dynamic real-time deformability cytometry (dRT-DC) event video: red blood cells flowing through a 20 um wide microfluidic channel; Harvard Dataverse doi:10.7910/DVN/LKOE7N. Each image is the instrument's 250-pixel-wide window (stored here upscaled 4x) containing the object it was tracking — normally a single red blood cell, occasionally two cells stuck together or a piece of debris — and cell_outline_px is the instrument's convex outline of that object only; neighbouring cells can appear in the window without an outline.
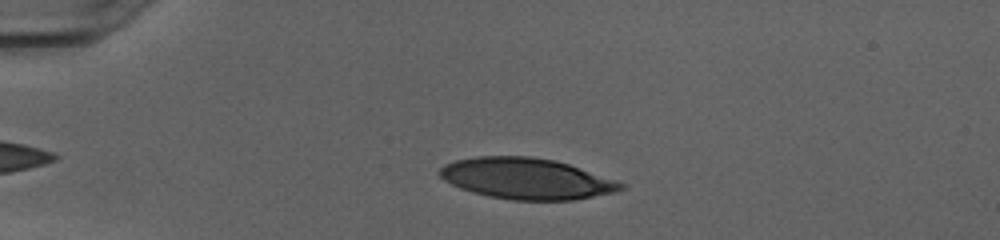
{"species": "human", "species_latin": "Homo sapiens", "temperature_condition": "cold", "stored_images_in_passage": 42, "camera_frame_rate_fps": 3000, "um_per_image_px": 0.085, "donor": {"sex": "female"}, "frame": {"image": 1, "passage_image": 12, "time_ms": 3.667, "image_size_px": [1000, 240], "cell_outline_px": [[628, 188], [616, 192], [572, 200], [512, 200], [488, 196], [472, 192], [460, 188], [444, 180], [440, 176], [440, 168], [444, 164], [456, 160], [480, 156], [532, 156], [556, 160], [628, 184]], "centroid_in_image_um": [44.79, 15.18], "position_along_channel_um": 40.2, "area_um2": 43.41}}
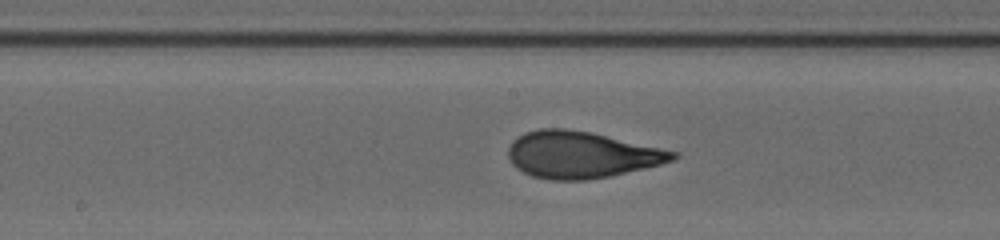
{"frame": {"image": 2, "passage_image": 27, "time_ms": 8.667, "image_size_px": [1000, 240], "cell_outline_px": [[680, 156], [676, 160], [644, 168], [608, 176], [584, 180], [548, 180], [532, 176], [516, 168], [512, 164], [508, 156], [508, 148], [512, 140], [524, 132], [540, 128], [568, 128], [592, 132], [680, 152]], "centroid_in_image_um": [49.41, 13.14], "position_along_channel_um": 198.8, "area_um2": 45.08}}
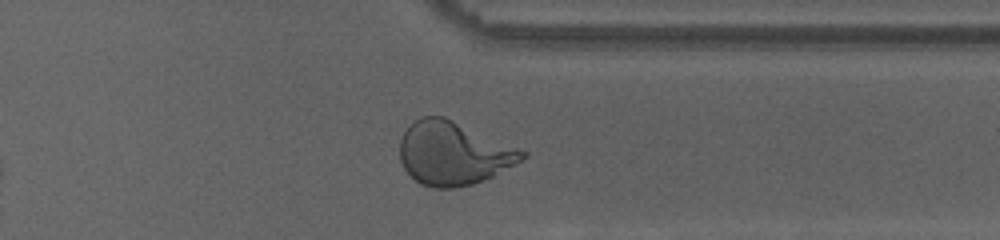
{"frame": {"image": 3, "passage_image": 40, "time_ms": 13.0, "image_size_px": [1000, 240], "cell_outline_px": [[528, 156], [492, 176], [472, 184], [456, 188], [432, 188], [420, 184], [404, 168], [400, 160], [400, 140], [404, 132], [420, 116], [444, 116], [528, 152]], "centroid_in_image_um": [38.52, 13.03], "position_along_channel_um": 372.9, "area_um2": 44.8}, "authors_computed_cell_mechanics": {"area_um2": 43.35, "velocity_mm_per_s": 4.0365, "shape_relaxation_time_tau1_ms": 5.3231, "shape_relaxation_time_tau2_ms": null, "deformation_change_tau1": 0.2468, "deformation_change_tau2": null}}